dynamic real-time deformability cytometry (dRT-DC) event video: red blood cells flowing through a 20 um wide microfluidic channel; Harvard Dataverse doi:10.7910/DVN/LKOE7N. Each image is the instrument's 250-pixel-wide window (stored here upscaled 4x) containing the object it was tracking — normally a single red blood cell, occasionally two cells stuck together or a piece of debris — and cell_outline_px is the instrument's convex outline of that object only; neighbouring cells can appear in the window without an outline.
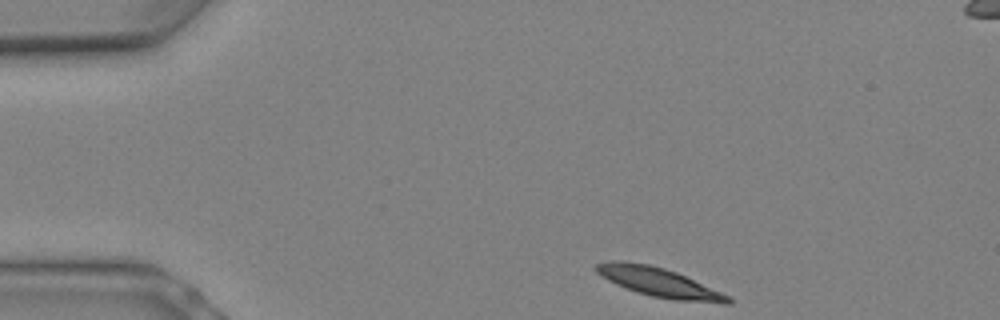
{"species": "Egyptian fruit bat (a non-hibernating species)", "species_latin": "Rousettus aegyptiacus", "temperature_condition": "warm", "stored_images_in_passage": 4, "camera_frame_rate_fps": 3000, "um_per_image_px": 0.085, "animal": {"sex": "female"}, "frame": {"image": 1, "passage_image": 1, "time_ms": 0.0, "image_size_px": [1000, 320], "cell_outline_px": [[732, 304], [724, 304], [672, 300], [652, 296], [636, 292], [616, 284], [600, 276], [592, 268], [596, 264], [612, 260], [624, 260], [648, 264], [664, 268], [676, 272], [732, 296]], "centroid_in_image_um": [56.03, 24.0], "position_along_channel_um": 29.0, "area_um2": 22.77}}